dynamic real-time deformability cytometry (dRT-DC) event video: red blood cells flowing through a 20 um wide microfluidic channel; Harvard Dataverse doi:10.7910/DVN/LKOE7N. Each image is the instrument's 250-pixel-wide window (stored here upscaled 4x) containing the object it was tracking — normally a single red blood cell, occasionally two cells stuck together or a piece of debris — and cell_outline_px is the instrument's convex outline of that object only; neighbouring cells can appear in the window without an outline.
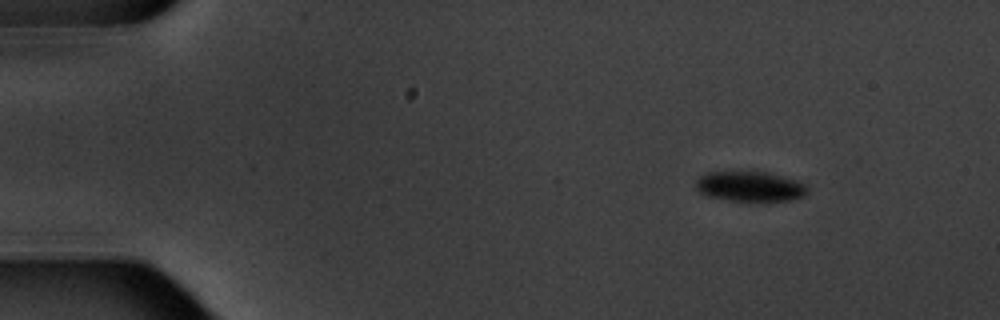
{"species": "common noctule bat (a hibernating species)", "species_latin": "Nyctalus noctula", "temperature_condition": "warm", "stored_images_in_passage": 6, "camera_frame_rate_fps": 3000, "um_per_image_px": 0.085, "animal": {"sex": "male", "body_mass_g": 20.1, "forearm_length_mm": 53.5}, "frame": {"image": 1, "passage_image": 2, "time_ms": 1.333, "image_size_px": [1000, 320], "cell_outline_px": [[808, 192], [804, 196], [788, 200], [724, 200], [704, 196], [696, 188], [696, 180], [700, 176], [708, 172], [764, 172], [796, 180], [808, 184]], "centroid_in_image_um": [63.73, 15.85], "position_along_channel_um": 21.3, "area_um2": 19.42}}
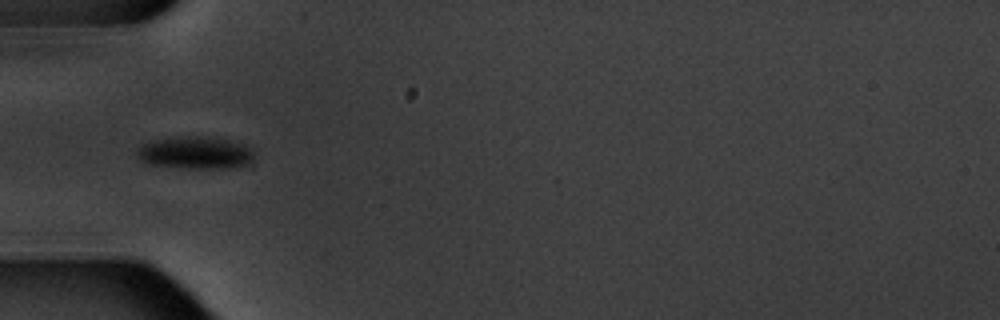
{"frame": {"image": 2, "passage_image": 5, "time_ms": 5.333, "image_size_px": [1000, 320], "cell_outline_px": [[256, 152], [252, 160], [236, 168], [184, 168], [148, 164], [136, 156], [136, 152], [144, 144], [152, 140], [176, 136], [212, 136], [244, 144], [252, 148]], "centroid_in_image_um": [16.64, 12.97], "position_along_channel_um": 68.4, "area_um2": 22.43}}
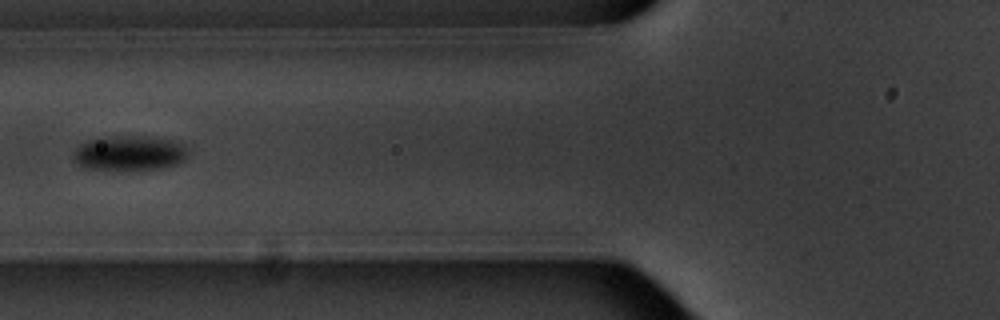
{"frame": {"image": 3, "passage_image": 6, "time_ms": 6.667, "image_size_px": [1000, 320], "cell_outline_px": [[188, 156], [184, 160], [176, 164], [160, 168], [80, 168], [76, 164], [72, 156], [72, 152], [84, 140], [100, 136], [152, 136], [176, 140], [184, 144], [188, 148]], "centroid_in_image_um": [10.98, 12.96], "position_along_channel_um": 114.8, "area_um2": 23.58}}